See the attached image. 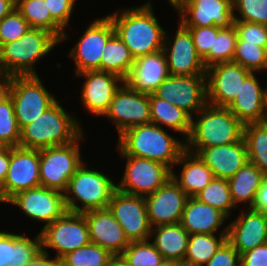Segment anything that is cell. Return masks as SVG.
Listing matches in <instances>:
<instances>
[{"label":"cell","mask_w":267,"mask_h":266,"mask_svg":"<svg viewBox=\"0 0 267 266\" xmlns=\"http://www.w3.org/2000/svg\"><path fill=\"white\" fill-rule=\"evenodd\" d=\"M151 1L142 6L124 8L107 15L114 26L116 35L129 48L134 59L162 51L164 28L155 17Z\"/></svg>","instance_id":"cell-1"},{"label":"cell","mask_w":267,"mask_h":266,"mask_svg":"<svg viewBox=\"0 0 267 266\" xmlns=\"http://www.w3.org/2000/svg\"><path fill=\"white\" fill-rule=\"evenodd\" d=\"M117 150L121 155L162 163L173 171L175 163L186 150V141L177 140L164 128L148 123L128 128L120 134Z\"/></svg>","instance_id":"cell-2"},{"label":"cell","mask_w":267,"mask_h":266,"mask_svg":"<svg viewBox=\"0 0 267 266\" xmlns=\"http://www.w3.org/2000/svg\"><path fill=\"white\" fill-rule=\"evenodd\" d=\"M59 102L56 100L37 119L20 129L19 147L41 150L67 145L83 134L81 123Z\"/></svg>","instance_id":"cell-3"},{"label":"cell","mask_w":267,"mask_h":266,"mask_svg":"<svg viewBox=\"0 0 267 266\" xmlns=\"http://www.w3.org/2000/svg\"><path fill=\"white\" fill-rule=\"evenodd\" d=\"M244 124L225 107L206 104L194 119L186 150L196 154L202 148L231 144L243 139Z\"/></svg>","instance_id":"cell-4"},{"label":"cell","mask_w":267,"mask_h":266,"mask_svg":"<svg viewBox=\"0 0 267 266\" xmlns=\"http://www.w3.org/2000/svg\"><path fill=\"white\" fill-rule=\"evenodd\" d=\"M60 40L41 28H30L20 39L0 47V72L8 76L37 75L35 64L51 52Z\"/></svg>","instance_id":"cell-5"},{"label":"cell","mask_w":267,"mask_h":266,"mask_svg":"<svg viewBox=\"0 0 267 266\" xmlns=\"http://www.w3.org/2000/svg\"><path fill=\"white\" fill-rule=\"evenodd\" d=\"M83 164L70 178L63 192L68 212L83 213L89 210L108 208L116 184L107 174L101 173ZM87 167V168H86ZM82 206H78V203Z\"/></svg>","instance_id":"cell-6"},{"label":"cell","mask_w":267,"mask_h":266,"mask_svg":"<svg viewBox=\"0 0 267 266\" xmlns=\"http://www.w3.org/2000/svg\"><path fill=\"white\" fill-rule=\"evenodd\" d=\"M84 133L74 142L39 150L40 185L64 192L70 178L83 164L80 141Z\"/></svg>","instance_id":"cell-7"},{"label":"cell","mask_w":267,"mask_h":266,"mask_svg":"<svg viewBox=\"0 0 267 266\" xmlns=\"http://www.w3.org/2000/svg\"><path fill=\"white\" fill-rule=\"evenodd\" d=\"M42 83L38 75L11 77L8 94L20 129L32 123L57 100Z\"/></svg>","instance_id":"cell-8"},{"label":"cell","mask_w":267,"mask_h":266,"mask_svg":"<svg viewBox=\"0 0 267 266\" xmlns=\"http://www.w3.org/2000/svg\"><path fill=\"white\" fill-rule=\"evenodd\" d=\"M41 250H56L55 257L61 259L68 252L89 244L88 225L83 213L66 212L62 217L42 228L39 232Z\"/></svg>","instance_id":"cell-9"},{"label":"cell","mask_w":267,"mask_h":266,"mask_svg":"<svg viewBox=\"0 0 267 266\" xmlns=\"http://www.w3.org/2000/svg\"><path fill=\"white\" fill-rule=\"evenodd\" d=\"M116 189L122 193L146 197L158 190L170 177L171 170L162 163L129 155Z\"/></svg>","instance_id":"cell-10"},{"label":"cell","mask_w":267,"mask_h":266,"mask_svg":"<svg viewBox=\"0 0 267 266\" xmlns=\"http://www.w3.org/2000/svg\"><path fill=\"white\" fill-rule=\"evenodd\" d=\"M104 116L115 124L118 136L128 128L151 123L149 94L132 89L124 81Z\"/></svg>","instance_id":"cell-11"},{"label":"cell","mask_w":267,"mask_h":266,"mask_svg":"<svg viewBox=\"0 0 267 266\" xmlns=\"http://www.w3.org/2000/svg\"><path fill=\"white\" fill-rule=\"evenodd\" d=\"M153 94L193 117L207 104L206 75H169Z\"/></svg>","instance_id":"cell-12"},{"label":"cell","mask_w":267,"mask_h":266,"mask_svg":"<svg viewBox=\"0 0 267 266\" xmlns=\"http://www.w3.org/2000/svg\"><path fill=\"white\" fill-rule=\"evenodd\" d=\"M94 20L69 52V58L75 61L76 74L85 71H100L104 47L115 33L113 23L108 16Z\"/></svg>","instance_id":"cell-13"},{"label":"cell","mask_w":267,"mask_h":266,"mask_svg":"<svg viewBox=\"0 0 267 266\" xmlns=\"http://www.w3.org/2000/svg\"><path fill=\"white\" fill-rule=\"evenodd\" d=\"M40 186L39 150L10 147V164L0 186V202L7 203L17 193Z\"/></svg>","instance_id":"cell-14"},{"label":"cell","mask_w":267,"mask_h":266,"mask_svg":"<svg viewBox=\"0 0 267 266\" xmlns=\"http://www.w3.org/2000/svg\"><path fill=\"white\" fill-rule=\"evenodd\" d=\"M174 39L165 32L164 52L170 75L190 76L206 75L207 68L202 58L197 54L192 34L180 21ZM172 43V44H171Z\"/></svg>","instance_id":"cell-15"},{"label":"cell","mask_w":267,"mask_h":266,"mask_svg":"<svg viewBox=\"0 0 267 266\" xmlns=\"http://www.w3.org/2000/svg\"><path fill=\"white\" fill-rule=\"evenodd\" d=\"M108 209L123 228L130 242L150 239L151 225L148 220L144 197L113 192Z\"/></svg>","instance_id":"cell-16"},{"label":"cell","mask_w":267,"mask_h":266,"mask_svg":"<svg viewBox=\"0 0 267 266\" xmlns=\"http://www.w3.org/2000/svg\"><path fill=\"white\" fill-rule=\"evenodd\" d=\"M7 204L18 206L33 220L45 222L44 226L67 212L63 192L41 185L17 193Z\"/></svg>","instance_id":"cell-17"},{"label":"cell","mask_w":267,"mask_h":266,"mask_svg":"<svg viewBox=\"0 0 267 266\" xmlns=\"http://www.w3.org/2000/svg\"><path fill=\"white\" fill-rule=\"evenodd\" d=\"M251 71L240 64L222 62L206 70L207 103L228 108L241 89V85Z\"/></svg>","instance_id":"cell-18"},{"label":"cell","mask_w":267,"mask_h":266,"mask_svg":"<svg viewBox=\"0 0 267 266\" xmlns=\"http://www.w3.org/2000/svg\"><path fill=\"white\" fill-rule=\"evenodd\" d=\"M175 10L185 27L229 28L234 25L233 4L229 0H183Z\"/></svg>","instance_id":"cell-19"},{"label":"cell","mask_w":267,"mask_h":266,"mask_svg":"<svg viewBox=\"0 0 267 266\" xmlns=\"http://www.w3.org/2000/svg\"><path fill=\"white\" fill-rule=\"evenodd\" d=\"M188 198L172 177L144 197L151 227L179 223Z\"/></svg>","instance_id":"cell-20"},{"label":"cell","mask_w":267,"mask_h":266,"mask_svg":"<svg viewBox=\"0 0 267 266\" xmlns=\"http://www.w3.org/2000/svg\"><path fill=\"white\" fill-rule=\"evenodd\" d=\"M75 76L86 79L81 89L84 108L93 115L104 117L116 90L124 80L115 73L99 70L85 71Z\"/></svg>","instance_id":"cell-21"},{"label":"cell","mask_w":267,"mask_h":266,"mask_svg":"<svg viewBox=\"0 0 267 266\" xmlns=\"http://www.w3.org/2000/svg\"><path fill=\"white\" fill-rule=\"evenodd\" d=\"M227 241L242 255L267 242L266 213L248 208L228 224Z\"/></svg>","instance_id":"cell-22"},{"label":"cell","mask_w":267,"mask_h":266,"mask_svg":"<svg viewBox=\"0 0 267 266\" xmlns=\"http://www.w3.org/2000/svg\"><path fill=\"white\" fill-rule=\"evenodd\" d=\"M88 225L90 241L120 256L130 241L108 208L83 212Z\"/></svg>","instance_id":"cell-23"},{"label":"cell","mask_w":267,"mask_h":266,"mask_svg":"<svg viewBox=\"0 0 267 266\" xmlns=\"http://www.w3.org/2000/svg\"><path fill=\"white\" fill-rule=\"evenodd\" d=\"M212 170L215 178L229 180L248 162L244 139L241 141L202 148L196 153Z\"/></svg>","instance_id":"cell-24"},{"label":"cell","mask_w":267,"mask_h":266,"mask_svg":"<svg viewBox=\"0 0 267 266\" xmlns=\"http://www.w3.org/2000/svg\"><path fill=\"white\" fill-rule=\"evenodd\" d=\"M163 51L135 59L129 76L124 80L132 89L152 94L169 76Z\"/></svg>","instance_id":"cell-25"},{"label":"cell","mask_w":267,"mask_h":266,"mask_svg":"<svg viewBox=\"0 0 267 266\" xmlns=\"http://www.w3.org/2000/svg\"><path fill=\"white\" fill-rule=\"evenodd\" d=\"M256 73L251 72L228 109L245 125L257 123L266 109L267 86L262 88Z\"/></svg>","instance_id":"cell-26"},{"label":"cell","mask_w":267,"mask_h":266,"mask_svg":"<svg viewBox=\"0 0 267 266\" xmlns=\"http://www.w3.org/2000/svg\"><path fill=\"white\" fill-rule=\"evenodd\" d=\"M229 219L224 213L195 197H189L181 215L180 224L191 234H215Z\"/></svg>","instance_id":"cell-27"},{"label":"cell","mask_w":267,"mask_h":266,"mask_svg":"<svg viewBox=\"0 0 267 266\" xmlns=\"http://www.w3.org/2000/svg\"><path fill=\"white\" fill-rule=\"evenodd\" d=\"M179 164L183 165L181 176L171 171V177L188 197H195L215 178L212 170L201 158L187 150L181 154L174 166Z\"/></svg>","instance_id":"cell-28"},{"label":"cell","mask_w":267,"mask_h":266,"mask_svg":"<svg viewBox=\"0 0 267 266\" xmlns=\"http://www.w3.org/2000/svg\"><path fill=\"white\" fill-rule=\"evenodd\" d=\"M150 236L163 259L184 261L190 234L180 223L154 227Z\"/></svg>","instance_id":"cell-29"},{"label":"cell","mask_w":267,"mask_h":266,"mask_svg":"<svg viewBox=\"0 0 267 266\" xmlns=\"http://www.w3.org/2000/svg\"><path fill=\"white\" fill-rule=\"evenodd\" d=\"M151 123L160 127L166 126L175 133L184 135L185 141L191 132L192 117L183 109L168 101L149 94Z\"/></svg>","instance_id":"cell-30"},{"label":"cell","mask_w":267,"mask_h":266,"mask_svg":"<svg viewBox=\"0 0 267 266\" xmlns=\"http://www.w3.org/2000/svg\"><path fill=\"white\" fill-rule=\"evenodd\" d=\"M266 176L260 169L249 161L240 168L235 175L228 180L230 195L235 207L239 203H248L247 208H251L256 192L260 188Z\"/></svg>","instance_id":"cell-31"},{"label":"cell","mask_w":267,"mask_h":266,"mask_svg":"<svg viewBox=\"0 0 267 266\" xmlns=\"http://www.w3.org/2000/svg\"><path fill=\"white\" fill-rule=\"evenodd\" d=\"M15 8L26 19L31 28H41L53 33L60 40V44L70 37L52 19L47 7V0H16Z\"/></svg>","instance_id":"cell-32"},{"label":"cell","mask_w":267,"mask_h":266,"mask_svg":"<svg viewBox=\"0 0 267 266\" xmlns=\"http://www.w3.org/2000/svg\"><path fill=\"white\" fill-rule=\"evenodd\" d=\"M134 61L129 48L114 33L104 47L100 71L115 73L125 80L132 70Z\"/></svg>","instance_id":"cell-33"},{"label":"cell","mask_w":267,"mask_h":266,"mask_svg":"<svg viewBox=\"0 0 267 266\" xmlns=\"http://www.w3.org/2000/svg\"><path fill=\"white\" fill-rule=\"evenodd\" d=\"M220 232V236L218 237H216L215 234H191L189 236L184 262L196 266L205 265L219 247L227 240L228 225L223 227Z\"/></svg>","instance_id":"cell-34"},{"label":"cell","mask_w":267,"mask_h":266,"mask_svg":"<svg viewBox=\"0 0 267 266\" xmlns=\"http://www.w3.org/2000/svg\"><path fill=\"white\" fill-rule=\"evenodd\" d=\"M243 139L248 161L256 165L267 177V132L257 123L245 124Z\"/></svg>","instance_id":"cell-35"},{"label":"cell","mask_w":267,"mask_h":266,"mask_svg":"<svg viewBox=\"0 0 267 266\" xmlns=\"http://www.w3.org/2000/svg\"><path fill=\"white\" fill-rule=\"evenodd\" d=\"M115 256L95 243L68 252L60 261L61 266H109Z\"/></svg>","instance_id":"cell-36"},{"label":"cell","mask_w":267,"mask_h":266,"mask_svg":"<svg viewBox=\"0 0 267 266\" xmlns=\"http://www.w3.org/2000/svg\"><path fill=\"white\" fill-rule=\"evenodd\" d=\"M238 35L235 26L220 28L214 37L213 48L202 59L206 68L222 62H231L236 50Z\"/></svg>","instance_id":"cell-37"},{"label":"cell","mask_w":267,"mask_h":266,"mask_svg":"<svg viewBox=\"0 0 267 266\" xmlns=\"http://www.w3.org/2000/svg\"><path fill=\"white\" fill-rule=\"evenodd\" d=\"M195 198L217 208L228 218H230L231 210L236 208L232 202L229 183L226 179L214 178Z\"/></svg>","instance_id":"cell-38"},{"label":"cell","mask_w":267,"mask_h":266,"mask_svg":"<svg viewBox=\"0 0 267 266\" xmlns=\"http://www.w3.org/2000/svg\"><path fill=\"white\" fill-rule=\"evenodd\" d=\"M120 257L128 266H159L163 260L150 239L130 242Z\"/></svg>","instance_id":"cell-39"},{"label":"cell","mask_w":267,"mask_h":266,"mask_svg":"<svg viewBox=\"0 0 267 266\" xmlns=\"http://www.w3.org/2000/svg\"><path fill=\"white\" fill-rule=\"evenodd\" d=\"M233 62L251 72L265 73L267 70V49L238 38Z\"/></svg>","instance_id":"cell-40"},{"label":"cell","mask_w":267,"mask_h":266,"mask_svg":"<svg viewBox=\"0 0 267 266\" xmlns=\"http://www.w3.org/2000/svg\"><path fill=\"white\" fill-rule=\"evenodd\" d=\"M20 128L10 95L0 101V146L19 147Z\"/></svg>","instance_id":"cell-41"},{"label":"cell","mask_w":267,"mask_h":266,"mask_svg":"<svg viewBox=\"0 0 267 266\" xmlns=\"http://www.w3.org/2000/svg\"><path fill=\"white\" fill-rule=\"evenodd\" d=\"M41 250L40 234L33 240L23 234L13 233V256L9 266H25Z\"/></svg>","instance_id":"cell-42"},{"label":"cell","mask_w":267,"mask_h":266,"mask_svg":"<svg viewBox=\"0 0 267 266\" xmlns=\"http://www.w3.org/2000/svg\"><path fill=\"white\" fill-rule=\"evenodd\" d=\"M234 20L267 26V0H236L233 3ZM235 11L240 17L236 16Z\"/></svg>","instance_id":"cell-43"},{"label":"cell","mask_w":267,"mask_h":266,"mask_svg":"<svg viewBox=\"0 0 267 266\" xmlns=\"http://www.w3.org/2000/svg\"><path fill=\"white\" fill-rule=\"evenodd\" d=\"M29 23L15 8L0 20V47L20 39L29 29Z\"/></svg>","instance_id":"cell-44"},{"label":"cell","mask_w":267,"mask_h":266,"mask_svg":"<svg viewBox=\"0 0 267 266\" xmlns=\"http://www.w3.org/2000/svg\"><path fill=\"white\" fill-rule=\"evenodd\" d=\"M238 38L267 49V26L259 23L234 20Z\"/></svg>","instance_id":"cell-45"},{"label":"cell","mask_w":267,"mask_h":266,"mask_svg":"<svg viewBox=\"0 0 267 266\" xmlns=\"http://www.w3.org/2000/svg\"><path fill=\"white\" fill-rule=\"evenodd\" d=\"M187 28L192 34L197 54L203 59L210 52V49L213 48L214 37L217 36L220 27L213 25L210 27Z\"/></svg>","instance_id":"cell-46"},{"label":"cell","mask_w":267,"mask_h":266,"mask_svg":"<svg viewBox=\"0 0 267 266\" xmlns=\"http://www.w3.org/2000/svg\"><path fill=\"white\" fill-rule=\"evenodd\" d=\"M76 0H47L52 19L65 31L70 22Z\"/></svg>","instance_id":"cell-47"},{"label":"cell","mask_w":267,"mask_h":266,"mask_svg":"<svg viewBox=\"0 0 267 266\" xmlns=\"http://www.w3.org/2000/svg\"><path fill=\"white\" fill-rule=\"evenodd\" d=\"M203 266H240V254L226 240Z\"/></svg>","instance_id":"cell-48"},{"label":"cell","mask_w":267,"mask_h":266,"mask_svg":"<svg viewBox=\"0 0 267 266\" xmlns=\"http://www.w3.org/2000/svg\"><path fill=\"white\" fill-rule=\"evenodd\" d=\"M240 266H267V242L240 255Z\"/></svg>","instance_id":"cell-49"},{"label":"cell","mask_w":267,"mask_h":266,"mask_svg":"<svg viewBox=\"0 0 267 266\" xmlns=\"http://www.w3.org/2000/svg\"><path fill=\"white\" fill-rule=\"evenodd\" d=\"M13 233L0 231V266L12 264Z\"/></svg>","instance_id":"cell-50"},{"label":"cell","mask_w":267,"mask_h":266,"mask_svg":"<svg viewBox=\"0 0 267 266\" xmlns=\"http://www.w3.org/2000/svg\"><path fill=\"white\" fill-rule=\"evenodd\" d=\"M49 253L40 250L25 266H61L60 259L49 258Z\"/></svg>","instance_id":"cell-51"},{"label":"cell","mask_w":267,"mask_h":266,"mask_svg":"<svg viewBox=\"0 0 267 266\" xmlns=\"http://www.w3.org/2000/svg\"><path fill=\"white\" fill-rule=\"evenodd\" d=\"M251 209L263 213L267 212V177L264 178V181L256 192L255 200Z\"/></svg>","instance_id":"cell-52"},{"label":"cell","mask_w":267,"mask_h":266,"mask_svg":"<svg viewBox=\"0 0 267 266\" xmlns=\"http://www.w3.org/2000/svg\"><path fill=\"white\" fill-rule=\"evenodd\" d=\"M10 164V147L0 146V186L4 183Z\"/></svg>","instance_id":"cell-53"},{"label":"cell","mask_w":267,"mask_h":266,"mask_svg":"<svg viewBox=\"0 0 267 266\" xmlns=\"http://www.w3.org/2000/svg\"><path fill=\"white\" fill-rule=\"evenodd\" d=\"M11 76L0 72V101L8 95Z\"/></svg>","instance_id":"cell-54"},{"label":"cell","mask_w":267,"mask_h":266,"mask_svg":"<svg viewBox=\"0 0 267 266\" xmlns=\"http://www.w3.org/2000/svg\"><path fill=\"white\" fill-rule=\"evenodd\" d=\"M15 0H0V20L15 9Z\"/></svg>","instance_id":"cell-55"},{"label":"cell","mask_w":267,"mask_h":266,"mask_svg":"<svg viewBox=\"0 0 267 266\" xmlns=\"http://www.w3.org/2000/svg\"><path fill=\"white\" fill-rule=\"evenodd\" d=\"M257 124L267 132V108L265 109Z\"/></svg>","instance_id":"cell-56"},{"label":"cell","mask_w":267,"mask_h":266,"mask_svg":"<svg viewBox=\"0 0 267 266\" xmlns=\"http://www.w3.org/2000/svg\"><path fill=\"white\" fill-rule=\"evenodd\" d=\"M109 266H128L120 256H116Z\"/></svg>","instance_id":"cell-57"},{"label":"cell","mask_w":267,"mask_h":266,"mask_svg":"<svg viewBox=\"0 0 267 266\" xmlns=\"http://www.w3.org/2000/svg\"><path fill=\"white\" fill-rule=\"evenodd\" d=\"M159 266H178V261L163 259Z\"/></svg>","instance_id":"cell-58"},{"label":"cell","mask_w":267,"mask_h":266,"mask_svg":"<svg viewBox=\"0 0 267 266\" xmlns=\"http://www.w3.org/2000/svg\"><path fill=\"white\" fill-rule=\"evenodd\" d=\"M183 0H168L169 4L176 9Z\"/></svg>","instance_id":"cell-59"},{"label":"cell","mask_w":267,"mask_h":266,"mask_svg":"<svg viewBox=\"0 0 267 266\" xmlns=\"http://www.w3.org/2000/svg\"><path fill=\"white\" fill-rule=\"evenodd\" d=\"M178 266H196L194 264H189L184 261H178Z\"/></svg>","instance_id":"cell-60"},{"label":"cell","mask_w":267,"mask_h":266,"mask_svg":"<svg viewBox=\"0 0 267 266\" xmlns=\"http://www.w3.org/2000/svg\"><path fill=\"white\" fill-rule=\"evenodd\" d=\"M232 4L236 1V0H229Z\"/></svg>","instance_id":"cell-61"}]
</instances>
